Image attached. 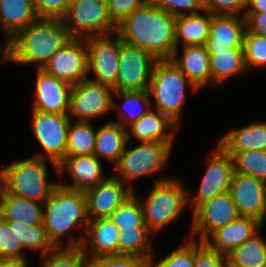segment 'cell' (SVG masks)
<instances>
[{"mask_svg":"<svg viewBox=\"0 0 266 267\" xmlns=\"http://www.w3.org/2000/svg\"><path fill=\"white\" fill-rule=\"evenodd\" d=\"M176 17L147 2L117 25L122 41L149 52L157 61L176 50Z\"/></svg>","mask_w":266,"mask_h":267,"instance_id":"1","label":"cell"},{"mask_svg":"<svg viewBox=\"0 0 266 267\" xmlns=\"http://www.w3.org/2000/svg\"><path fill=\"white\" fill-rule=\"evenodd\" d=\"M73 39L63 19L38 18L3 47L1 61L16 64L38 62V69H43L52 55Z\"/></svg>","mask_w":266,"mask_h":267,"instance_id":"2","label":"cell"},{"mask_svg":"<svg viewBox=\"0 0 266 267\" xmlns=\"http://www.w3.org/2000/svg\"><path fill=\"white\" fill-rule=\"evenodd\" d=\"M43 225L48 239L55 248L60 246L59 238L69 234L70 229L83 225L81 237L70 238L65 247H81L89 223L85 191L71 190L58 185L43 204Z\"/></svg>","mask_w":266,"mask_h":267,"instance_id":"3","label":"cell"},{"mask_svg":"<svg viewBox=\"0 0 266 267\" xmlns=\"http://www.w3.org/2000/svg\"><path fill=\"white\" fill-rule=\"evenodd\" d=\"M45 160L31 157L7 165L0 170L3 187L9 193L43 205L59 185L48 182Z\"/></svg>","mask_w":266,"mask_h":267,"instance_id":"4","label":"cell"},{"mask_svg":"<svg viewBox=\"0 0 266 267\" xmlns=\"http://www.w3.org/2000/svg\"><path fill=\"white\" fill-rule=\"evenodd\" d=\"M179 180H154L149 196L140 203L143 208L144 221L147 228L154 233L175 221L188 205L189 194Z\"/></svg>","mask_w":266,"mask_h":267,"instance_id":"5","label":"cell"},{"mask_svg":"<svg viewBox=\"0 0 266 267\" xmlns=\"http://www.w3.org/2000/svg\"><path fill=\"white\" fill-rule=\"evenodd\" d=\"M186 84L197 91L193 83L170 61L162 60L154 64L148 88L155 101L152 109L167 115L176 124L184 103H186Z\"/></svg>","mask_w":266,"mask_h":267,"instance_id":"6","label":"cell"},{"mask_svg":"<svg viewBox=\"0 0 266 267\" xmlns=\"http://www.w3.org/2000/svg\"><path fill=\"white\" fill-rule=\"evenodd\" d=\"M171 146L166 142L144 141L134 148H126L114 165V177L129 184L133 191L132 180L144 175L155 174L163 169L169 160ZM131 183V185H130Z\"/></svg>","mask_w":266,"mask_h":267,"instance_id":"7","label":"cell"},{"mask_svg":"<svg viewBox=\"0 0 266 267\" xmlns=\"http://www.w3.org/2000/svg\"><path fill=\"white\" fill-rule=\"evenodd\" d=\"M74 38L113 35L117 25L110 18L107 0H74L62 18Z\"/></svg>","mask_w":266,"mask_h":267,"instance_id":"8","label":"cell"},{"mask_svg":"<svg viewBox=\"0 0 266 267\" xmlns=\"http://www.w3.org/2000/svg\"><path fill=\"white\" fill-rule=\"evenodd\" d=\"M31 111L32 132L45 152L44 155L37 154L34 157L48 158L58 173V164L66 157L67 136L71 119L68 114Z\"/></svg>","mask_w":266,"mask_h":267,"instance_id":"9","label":"cell"},{"mask_svg":"<svg viewBox=\"0 0 266 267\" xmlns=\"http://www.w3.org/2000/svg\"><path fill=\"white\" fill-rule=\"evenodd\" d=\"M114 89L106 84L95 83L88 79L72 85L68 116L77 122H91L93 118L102 116L111 109L120 108L114 102Z\"/></svg>","mask_w":266,"mask_h":267,"instance_id":"10","label":"cell"},{"mask_svg":"<svg viewBox=\"0 0 266 267\" xmlns=\"http://www.w3.org/2000/svg\"><path fill=\"white\" fill-rule=\"evenodd\" d=\"M114 35L111 37L104 35L86 38L88 72L92 71L95 75V79H87L95 83L109 85L116 92L119 55L124 42L117 33Z\"/></svg>","mask_w":266,"mask_h":267,"instance_id":"11","label":"cell"},{"mask_svg":"<svg viewBox=\"0 0 266 267\" xmlns=\"http://www.w3.org/2000/svg\"><path fill=\"white\" fill-rule=\"evenodd\" d=\"M156 62L149 52L124 42L119 55L116 91L148 89Z\"/></svg>","mask_w":266,"mask_h":267,"instance_id":"12","label":"cell"},{"mask_svg":"<svg viewBox=\"0 0 266 267\" xmlns=\"http://www.w3.org/2000/svg\"><path fill=\"white\" fill-rule=\"evenodd\" d=\"M42 70L71 85L87 79L89 72L86 39L74 38L59 48Z\"/></svg>","mask_w":266,"mask_h":267,"instance_id":"13","label":"cell"},{"mask_svg":"<svg viewBox=\"0 0 266 267\" xmlns=\"http://www.w3.org/2000/svg\"><path fill=\"white\" fill-rule=\"evenodd\" d=\"M240 215L231 193L225 192L205 201L193 212L192 236L199 234L204 242L217 229L226 226Z\"/></svg>","mask_w":266,"mask_h":267,"instance_id":"14","label":"cell"},{"mask_svg":"<svg viewBox=\"0 0 266 267\" xmlns=\"http://www.w3.org/2000/svg\"><path fill=\"white\" fill-rule=\"evenodd\" d=\"M216 151L208 160L207 170L202 178L197 196L188 198L195 211L205 201L212 199L216 195L228 192L234 173L232 157L218 144Z\"/></svg>","mask_w":266,"mask_h":267,"instance_id":"15","label":"cell"},{"mask_svg":"<svg viewBox=\"0 0 266 267\" xmlns=\"http://www.w3.org/2000/svg\"><path fill=\"white\" fill-rule=\"evenodd\" d=\"M240 216L265 221L266 183L252 176L233 173L230 190Z\"/></svg>","mask_w":266,"mask_h":267,"instance_id":"16","label":"cell"},{"mask_svg":"<svg viewBox=\"0 0 266 267\" xmlns=\"http://www.w3.org/2000/svg\"><path fill=\"white\" fill-rule=\"evenodd\" d=\"M89 220L110 215L132 194L133 190L120 179L109 175L106 180L85 191Z\"/></svg>","mask_w":266,"mask_h":267,"instance_id":"17","label":"cell"},{"mask_svg":"<svg viewBox=\"0 0 266 267\" xmlns=\"http://www.w3.org/2000/svg\"><path fill=\"white\" fill-rule=\"evenodd\" d=\"M72 85L38 69L32 110L68 114Z\"/></svg>","mask_w":266,"mask_h":267,"instance_id":"18","label":"cell"},{"mask_svg":"<svg viewBox=\"0 0 266 267\" xmlns=\"http://www.w3.org/2000/svg\"><path fill=\"white\" fill-rule=\"evenodd\" d=\"M246 32L244 15L212 14L210 35L206 41L207 52H227L243 47Z\"/></svg>","mask_w":266,"mask_h":267,"instance_id":"19","label":"cell"},{"mask_svg":"<svg viewBox=\"0 0 266 267\" xmlns=\"http://www.w3.org/2000/svg\"><path fill=\"white\" fill-rule=\"evenodd\" d=\"M262 224L255 218L239 216L226 226L214 231L204 243L211 250L228 256L246 240L259 233L258 229Z\"/></svg>","mask_w":266,"mask_h":267,"instance_id":"20","label":"cell"},{"mask_svg":"<svg viewBox=\"0 0 266 267\" xmlns=\"http://www.w3.org/2000/svg\"><path fill=\"white\" fill-rule=\"evenodd\" d=\"M100 159L92 155H80V156H66L58 164L59 177L64 173V169L70 173L73 178V184L67 185L66 183H59L62 187L86 191L92 187H95L100 182L107 178L103 176Z\"/></svg>","mask_w":266,"mask_h":267,"instance_id":"21","label":"cell"},{"mask_svg":"<svg viewBox=\"0 0 266 267\" xmlns=\"http://www.w3.org/2000/svg\"><path fill=\"white\" fill-rule=\"evenodd\" d=\"M119 234L120 229L109 217L89 220L81 247L87 258L119 255Z\"/></svg>","mask_w":266,"mask_h":267,"instance_id":"22","label":"cell"},{"mask_svg":"<svg viewBox=\"0 0 266 267\" xmlns=\"http://www.w3.org/2000/svg\"><path fill=\"white\" fill-rule=\"evenodd\" d=\"M175 126L177 127V124L167 115L162 114L158 110L155 112L154 109H150L145 115L127 128L128 142L131 141L130 139L132 137H136L140 142H166L172 146V140L176 132ZM167 130L171 131L166 133Z\"/></svg>","mask_w":266,"mask_h":267,"instance_id":"23","label":"cell"},{"mask_svg":"<svg viewBox=\"0 0 266 267\" xmlns=\"http://www.w3.org/2000/svg\"><path fill=\"white\" fill-rule=\"evenodd\" d=\"M183 55L176 58L174 51L170 61L199 89L211 82L209 53L205 45L183 46Z\"/></svg>","mask_w":266,"mask_h":267,"instance_id":"24","label":"cell"},{"mask_svg":"<svg viewBox=\"0 0 266 267\" xmlns=\"http://www.w3.org/2000/svg\"><path fill=\"white\" fill-rule=\"evenodd\" d=\"M38 18L33 0H0V25L6 37L4 45Z\"/></svg>","mask_w":266,"mask_h":267,"instance_id":"25","label":"cell"},{"mask_svg":"<svg viewBox=\"0 0 266 267\" xmlns=\"http://www.w3.org/2000/svg\"><path fill=\"white\" fill-rule=\"evenodd\" d=\"M41 203L9 193L4 187L0 197V217L6 222L18 221L30 226L43 225Z\"/></svg>","mask_w":266,"mask_h":267,"instance_id":"26","label":"cell"},{"mask_svg":"<svg viewBox=\"0 0 266 267\" xmlns=\"http://www.w3.org/2000/svg\"><path fill=\"white\" fill-rule=\"evenodd\" d=\"M218 144L227 153L266 151V122L251 123L238 130H232L219 139Z\"/></svg>","mask_w":266,"mask_h":267,"instance_id":"27","label":"cell"},{"mask_svg":"<svg viewBox=\"0 0 266 267\" xmlns=\"http://www.w3.org/2000/svg\"><path fill=\"white\" fill-rule=\"evenodd\" d=\"M127 129L120 123L111 121L96 130L94 155L108 159L115 165L127 147Z\"/></svg>","mask_w":266,"mask_h":267,"instance_id":"28","label":"cell"},{"mask_svg":"<svg viewBox=\"0 0 266 267\" xmlns=\"http://www.w3.org/2000/svg\"><path fill=\"white\" fill-rule=\"evenodd\" d=\"M212 13L205 11V16L199 13L176 17L175 43L176 50L180 38L183 46L205 45L210 35Z\"/></svg>","mask_w":266,"mask_h":267,"instance_id":"29","label":"cell"},{"mask_svg":"<svg viewBox=\"0 0 266 267\" xmlns=\"http://www.w3.org/2000/svg\"><path fill=\"white\" fill-rule=\"evenodd\" d=\"M211 83L221 85L231 76H238L246 69L243 47L227 52H208Z\"/></svg>","mask_w":266,"mask_h":267,"instance_id":"30","label":"cell"},{"mask_svg":"<svg viewBox=\"0 0 266 267\" xmlns=\"http://www.w3.org/2000/svg\"><path fill=\"white\" fill-rule=\"evenodd\" d=\"M227 260L228 267H266V241L256 233L234 249Z\"/></svg>","mask_w":266,"mask_h":267,"instance_id":"31","label":"cell"},{"mask_svg":"<svg viewBox=\"0 0 266 267\" xmlns=\"http://www.w3.org/2000/svg\"><path fill=\"white\" fill-rule=\"evenodd\" d=\"M147 227H134L120 230L119 255L150 259L152 253L150 233Z\"/></svg>","mask_w":266,"mask_h":267,"instance_id":"32","label":"cell"},{"mask_svg":"<svg viewBox=\"0 0 266 267\" xmlns=\"http://www.w3.org/2000/svg\"><path fill=\"white\" fill-rule=\"evenodd\" d=\"M96 131L90 122L70 121L66 156L92 155L94 153Z\"/></svg>","mask_w":266,"mask_h":267,"instance_id":"33","label":"cell"},{"mask_svg":"<svg viewBox=\"0 0 266 267\" xmlns=\"http://www.w3.org/2000/svg\"><path fill=\"white\" fill-rule=\"evenodd\" d=\"M7 223L24 250L38 249L44 256L55 248L48 239L44 225L30 226L18 221Z\"/></svg>","mask_w":266,"mask_h":267,"instance_id":"34","label":"cell"},{"mask_svg":"<svg viewBox=\"0 0 266 267\" xmlns=\"http://www.w3.org/2000/svg\"><path fill=\"white\" fill-rule=\"evenodd\" d=\"M228 154L232 157L234 173L252 176L266 183L265 150H249Z\"/></svg>","mask_w":266,"mask_h":267,"instance_id":"35","label":"cell"},{"mask_svg":"<svg viewBox=\"0 0 266 267\" xmlns=\"http://www.w3.org/2000/svg\"><path fill=\"white\" fill-rule=\"evenodd\" d=\"M114 93L122 98V105L127 107L128 114L124 113L125 116L122 115L123 117L121 118L123 120L117 122L126 129L152 109V98L150 97L148 89L141 91H116ZM139 104L141 107H144L141 111L137 110L138 106H140Z\"/></svg>","mask_w":266,"mask_h":267,"instance_id":"36","label":"cell"},{"mask_svg":"<svg viewBox=\"0 0 266 267\" xmlns=\"http://www.w3.org/2000/svg\"><path fill=\"white\" fill-rule=\"evenodd\" d=\"M135 193L133 191V194L109 217L120 230L134 227H147L144 221L140 198Z\"/></svg>","mask_w":266,"mask_h":267,"instance_id":"37","label":"cell"},{"mask_svg":"<svg viewBox=\"0 0 266 267\" xmlns=\"http://www.w3.org/2000/svg\"><path fill=\"white\" fill-rule=\"evenodd\" d=\"M40 267H87V255L82 247L54 248L43 256Z\"/></svg>","mask_w":266,"mask_h":267,"instance_id":"38","label":"cell"},{"mask_svg":"<svg viewBox=\"0 0 266 267\" xmlns=\"http://www.w3.org/2000/svg\"><path fill=\"white\" fill-rule=\"evenodd\" d=\"M0 258L12 261L18 267H27L23 247L2 217H0Z\"/></svg>","mask_w":266,"mask_h":267,"instance_id":"39","label":"cell"},{"mask_svg":"<svg viewBox=\"0 0 266 267\" xmlns=\"http://www.w3.org/2000/svg\"><path fill=\"white\" fill-rule=\"evenodd\" d=\"M243 50L246 69L266 67V36L251 33L246 29Z\"/></svg>","mask_w":266,"mask_h":267,"instance_id":"40","label":"cell"},{"mask_svg":"<svg viewBox=\"0 0 266 267\" xmlns=\"http://www.w3.org/2000/svg\"><path fill=\"white\" fill-rule=\"evenodd\" d=\"M195 240L189 242L172 251L154 265L153 258L149 259V267H194Z\"/></svg>","mask_w":266,"mask_h":267,"instance_id":"41","label":"cell"},{"mask_svg":"<svg viewBox=\"0 0 266 267\" xmlns=\"http://www.w3.org/2000/svg\"><path fill=\"white\" fill-rule=\"evenodd\" d=\"M87 267H149V259L125 255L99 256L88 258Z\"/></svg>","mask_w":266,"mask_h":267,"instance_id":"42","label":"cell"},{"mask_svg":"<svg viewBox=\"0 0 266 267\" xmlns=\"http://www.w3.org/2000/svg\"><path fill=\"white\" fill-rule=\"evenodd\" d=\"M148 2L175 17L197 14L199 10L205 11L204 0H148ZM181 9H185V12ZM187 10H190V13H187Z\"/></svg>","mask_w":266,"mask_h":267,"instance_id":"43","label":"cell"},{"mask_svg":"<svg viewBox=\"0 0 266 267\" xmlns=\"http://www.w3.org/2000/svg\"><path fill=\"white\" fill-rule=\"evenodd\" d=\"M194 267H228L227 256L211 250L204 242L195 240Z\"/></svg>","mask_w":266,"mask_h":267,"instance_id":"44","label":"cell"},{"mask_svg":"<svg viewBox=\"0 0 266 267\" xmlns=\"http://www.w3.org/2000/svg\"><path fill=\"white\" fill-rule=\"evenodd\" d=\"M148 0H107L110 18L119 25L127 16L142 7Z\"/></svg>","mask_w":266,"mask_h":267,"instance_id":"45","label":"cell"},{"mask_svg":"<svg viewBox=\"0 0 266 267\" xmlns=\"http://www.w3.org/2000/svg\"><path fill=\"white\" fill-rule=\"evenodd\" d=\"M39 18L62 19L68 11L69 0H33Z\"/></svg>","mask_w":266,"mask_h":267,"instance_id":"46","label":"cell"},{"mask_svg":"<svg viewBox=\"0 0 266 267\" xmlns=\"http://www.w3.org/2000/svg\"><path fill=\"white\" fill-rule=\"evenodd\" d=\"M247 0H204V10L212 14L238 15L246 11Z\"/></svg>","mask_w":266,"mask_h":267,"instance_id":"47","label":"cell"},{"mask_svg":"<svg viewBox=\"0 0 266 267\" xmlns=\"http://www.w3.org/2000/svg\"><path fill=\"white\" fill-rule=\"evenodd\" d=\"M244 18L249 32L266 36V13H245Z\"/></svg>","mask_w":266,"mask_h":267,"instance_id":"48","label":"cell"},{"mask_svg":"<svg viewBox=\"0 0 266 267\" xmlns=\"http://www.w3.org/2000/svg\"><path fill=\"white\" fill-rule=\"evenodd\" d=\"M245 13H266V0H247Z\"/></svg>","mask_w":266,"mask_h":267,"instance_id":"49","label":"cell"},{"mask_svg":"<svg viewBox=\"0 0 266 267\" xmlns=\"http://www.w3.org/2000/svg\"><path fill=\"white\" fill-rule=\"evenodd\" d=\"M0 267H18V266L12 261L0 258Z\"/></svg>","mask_w":266,"mask_h":267,"instance_id":"50","label":"cell"},{"mask_svg":"<svg viewBox=\"0 0 266 267\" xmlns=\"http://www.w3.org/2000/svg\"><path fill=\"white\" fill-rule=\"evenodd\" d=\"M2 189H3V180L1 177V173H0V197H1Z\"/></svg>","mask_w":266,"mask_h":267,"instance_id":"51","label":"cell"}]
</instances>
